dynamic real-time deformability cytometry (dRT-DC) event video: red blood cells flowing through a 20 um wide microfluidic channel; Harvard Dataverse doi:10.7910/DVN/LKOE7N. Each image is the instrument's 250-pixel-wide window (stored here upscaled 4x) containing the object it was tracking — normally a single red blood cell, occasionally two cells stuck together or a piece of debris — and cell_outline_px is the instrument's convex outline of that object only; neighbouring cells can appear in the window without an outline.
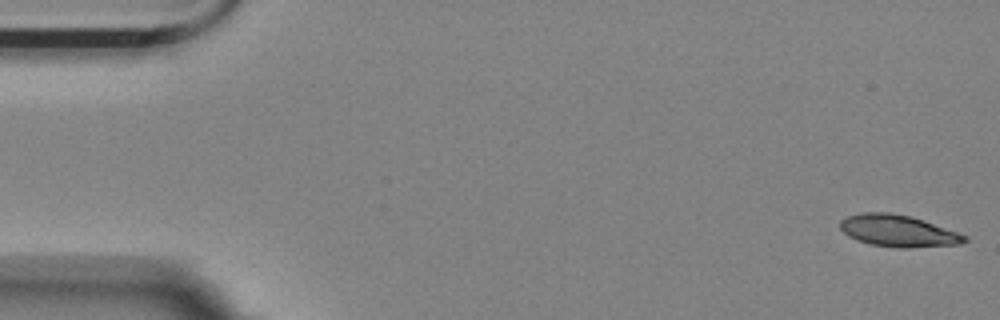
{"species": "Egyptian fruit bat (a non-hibernating species)", "species_latin": "Rousettus aegyptiacus", "temperature_condition": "room temperature", "stored_images_in_passage": 7, "camera_frame_rate_fps": 3000, "um_per_image_px": 0.085, "animal": {"sex": "female"}, "frame": {"image": 1, "passage_image": 1, "time_ms": 0.0, "image_size_px": [1000, 320], "cell_outline_px": [[968, 240], [960, 244], [908, 248], [900, 248], [872, 244], [856, 240], [848, 236], [840, 228], [840, 220], [848, 216], [864, 212], [888, 212], [908, 216], [968, 236]], "centroid_in_image_um": [76.3, 19.63], "position_along_channel_um": 8.7, "area_um2": 22.66}}
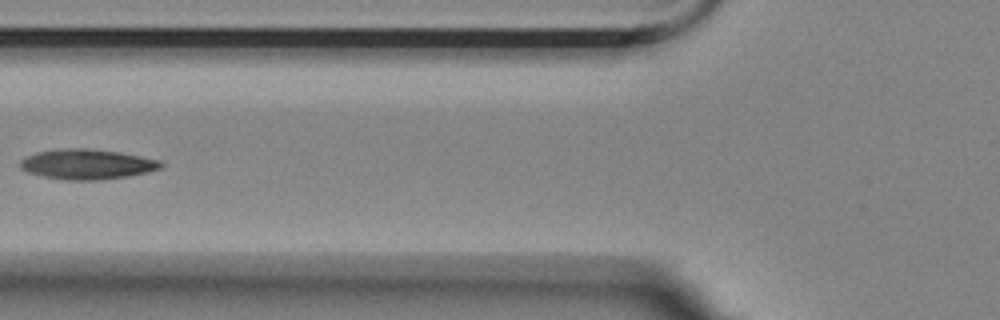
{"frame": {"image": 2, "passage_image": 6, "time_ms": 6.667, "image_size_px": [1000, 320], "cell_outline_px": [[164, 164], [160, 168], [148, 172], [128, 176], [100, 180], [64, 180], [40, 176], [28, 172], [20, 168], [20, 160], [36, 152], [64, 148], [88, 148], [120, 152], [160, 160]], "centroid_in_image_um": [7.39, 13.96], "position_along_channel_um": 118.4, "area_um2": 24.8}}
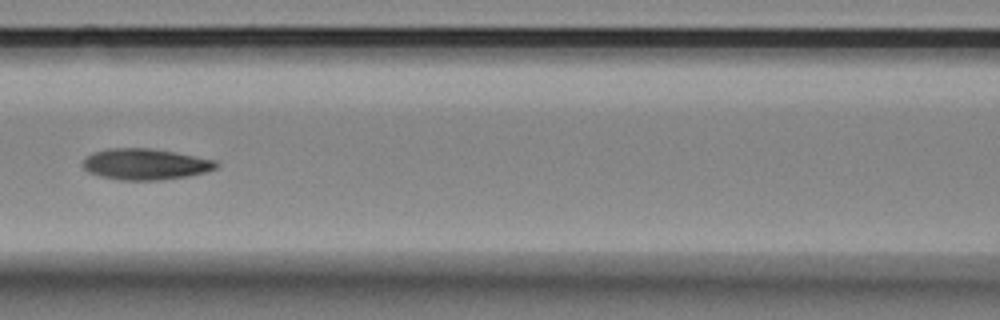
{"frame": {"image": 3, "passage_image": 7, "time_ms": 7.667, "image_size_px": [1000, 320], "cell_outline_px": [[220, 164], [216, 168], [204, 172], [188, 176], [160, 180], [120, 180], [100, 176], [88, 172], [80, 164], [88, 156], [96, 152], [108, 148], [152, 148], [216, 160]], "centroid_in_image_um": [12.35, 13.96], "position_along_channel_um": 154.2, "area_um2": 24.1}}